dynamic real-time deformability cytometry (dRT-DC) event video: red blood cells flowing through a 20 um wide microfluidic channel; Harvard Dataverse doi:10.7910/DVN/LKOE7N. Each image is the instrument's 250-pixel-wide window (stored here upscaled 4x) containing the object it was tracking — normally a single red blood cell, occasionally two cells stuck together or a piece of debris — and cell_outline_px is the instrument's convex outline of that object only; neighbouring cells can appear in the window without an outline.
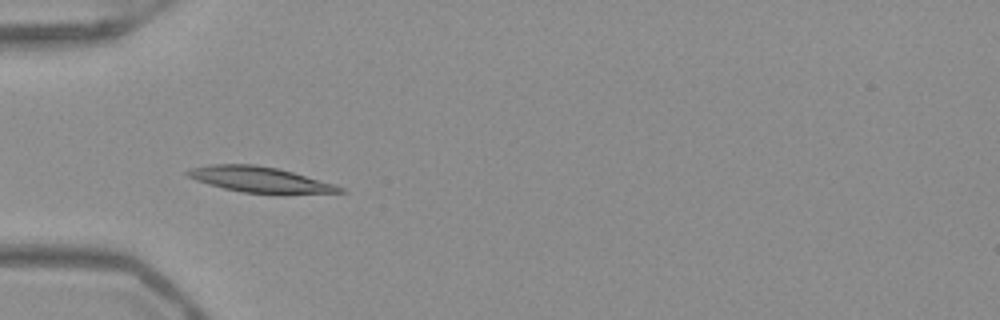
{"species": "Egyptian fruit bat (a non-hibernating species)", "species_latin": "Rousettus aegyptiacus", "temperature_condition": "warm", "stored_images_in_passage": 51, "camera_frame_rate_fps": 3000, "um_per_image_px": 0.085, "frame": {"image": 1, "passage_image": 16, "time_ms": 5.0, "image_size_px": [1000, 320], "cell_outline_px": [[348, 192], [244, 192], [224, 188], [208, 184], [196, 180], [188, 176], [184, 172], [192, 168], [212, 164], [256, 164], [276, 168], [292, 172], [336, 184], [344, 188]], "centroid_in_image_um": [22.04, 15.23], "position_along_channel_um": 63.0, "area_um2": 21.91}}
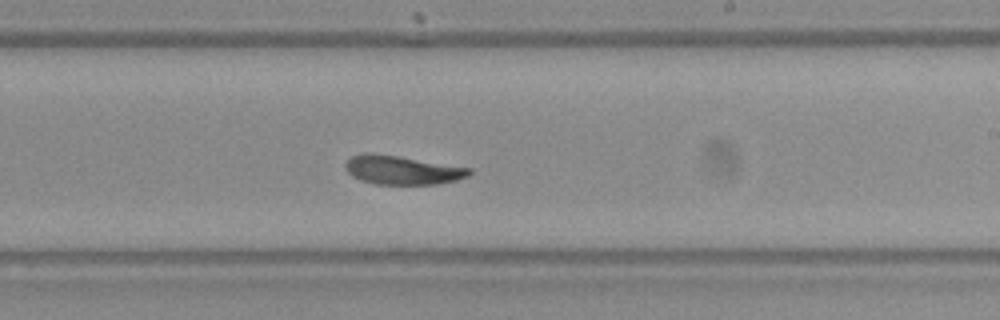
{"frame": {"image": 2, "passage_image": 31, "time_ms": 10.0, "image_size_px": [1000, 320], "cell_outline_px": [[472, 172], [468, 176], [456, 180], [436, 184], [376, 184], [360, 180], [352, 176], [344, 168], [344, 164], [352, 156], [364, 152], [396, 156], [472, 168]], "centroid_in_image_um": [34.16, 14.46], "position_along_channel_um": 254.8, "area_um2": 20.63}}
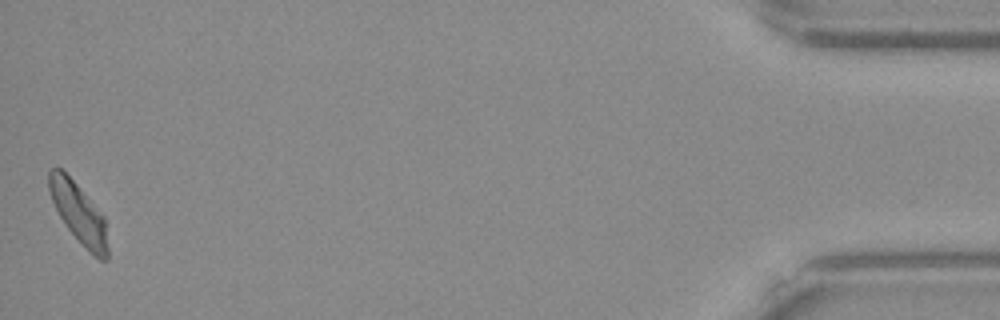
{"frame": {"image": 3, "passage_image": 51, "time_ms": 16.667, "image_size_px": [1000, 320], "cell_outline_px": [[108, 260], [100, 260], [88, 252], [68, 228], [60, 216], [52, 200], [48, 188], [48, 172], [52, 168], [60, 168], [76, 184], [104, 216], [108, 248]], "centroid_in_image_um": [6.7, 18.16], "position_along_channel_um": 428.5, "area_um2": 20.23}, "authors_computed_cell_mechanics": {"area_um2": 21.386, "velocity_mm_per_s": 3.9129, "shape_relaxation_time_tau1_ms": 8.7792, "shape_relaxation_time_tau2_ms": 3.2187, "deformation_change_tau1": 0.2564, "deformation_change_tau2": 0.0957}}